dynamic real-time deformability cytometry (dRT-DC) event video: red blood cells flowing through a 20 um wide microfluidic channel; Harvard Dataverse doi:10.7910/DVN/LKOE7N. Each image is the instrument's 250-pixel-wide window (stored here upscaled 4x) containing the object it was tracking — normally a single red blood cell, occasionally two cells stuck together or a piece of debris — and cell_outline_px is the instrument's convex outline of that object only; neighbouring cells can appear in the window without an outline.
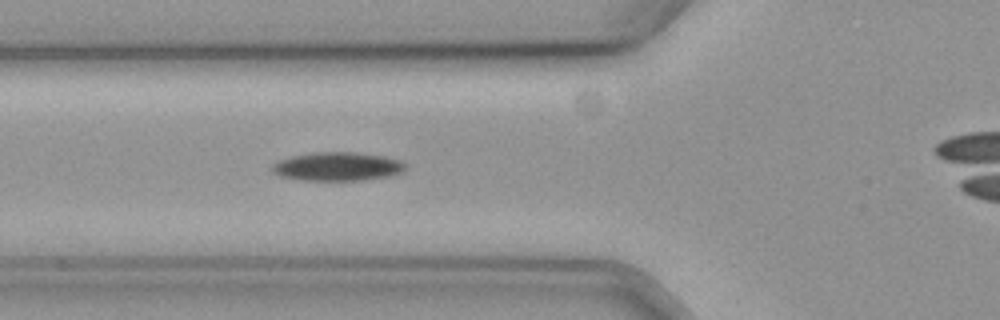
{"species": "common noctule bat (a hibernating species)", "species_latin": "Nyctalus noctula", "temperature_condition": "cold", "stored_images_in_passage": 44, "camera_frame_rate_fps": 3000, "um_per_image_px": 0.085, "animal": {"sex": "female", "body_mass_g": 19.3, "forearm_length_mm": 54.1}, "frame": {"image": 1, "passage_image": 14, "time_ms": 4.333, "image_size_px": [1000, 320], "cell_outline_px": [[404, 168], [400, 172], [388, 176], [360, 180], [300, 180], [280, 176], [272, 172], [272, 164], [280, 160], [292, 156], [312, 152], [356, 152], [384, 156], [400, 160], [404, 164]], "centroid_in_image_um": [28.64, 14.14], "position_along_channel_um": 97.2, "area_um2": 22.08}}
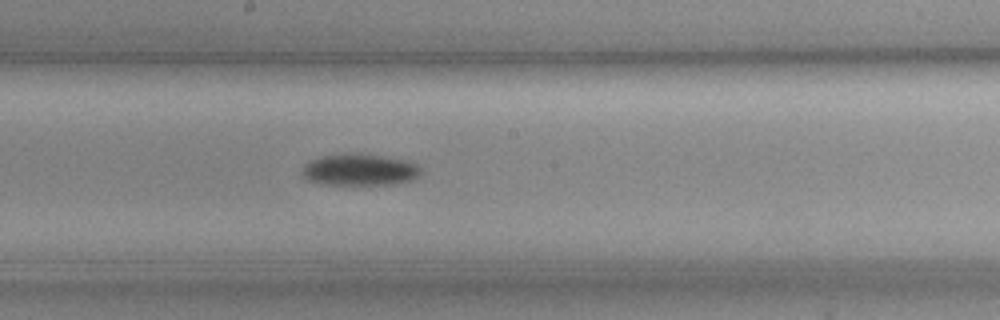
{"frame": {"image": 2, "passage_image": 24, "time_ms": 7.667, "image_size_px": [1000, 320], "cell_outline_px": [[424, 172], [412, 180], [392, 184], [324, 184], [304, 180], [300, 172], [304, 164], [308, 160], [320, 156], [344, 152], [360, 152], [408, 160], [416, 164]], "centroid_in_image_um": [30.52, 14.4], "position_along_channel_um": 217.7, "area_um2": 22.66}}
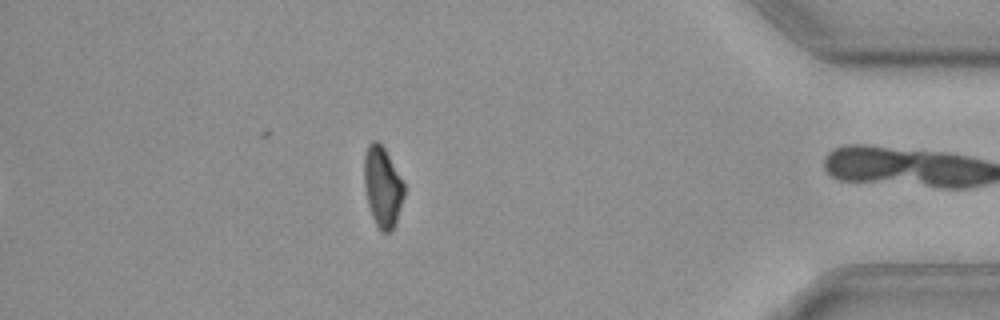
{"frame": {"image": 3, "passage_image": 43, "time_ms": 14.0, "image_size_px": [1000, 320], "cell_outline_px": [[404, 196], [396, 224], [388, 232], [380, 232], [372, 216], [368, 204], [364, 184], [364, 156], [368, 144], [372, 140], [376, 140], [384, 148], [404, 184]], "centroid_in_image_um": [32.5, 15.89], "position_along_channel_um": 402.7, "area_um2": 18.55}, "authors_computed_cell_mechanics": {"area_um2": 20.808, "velocity_mm_per_s": 3.6126, "shape_relaxation_time_tau1_ms": 5.8917, "shape_relaxation_time_tau2_ms": null, "deformation_change_tau1": 0.1176, "deformation_change_tau2": null}}